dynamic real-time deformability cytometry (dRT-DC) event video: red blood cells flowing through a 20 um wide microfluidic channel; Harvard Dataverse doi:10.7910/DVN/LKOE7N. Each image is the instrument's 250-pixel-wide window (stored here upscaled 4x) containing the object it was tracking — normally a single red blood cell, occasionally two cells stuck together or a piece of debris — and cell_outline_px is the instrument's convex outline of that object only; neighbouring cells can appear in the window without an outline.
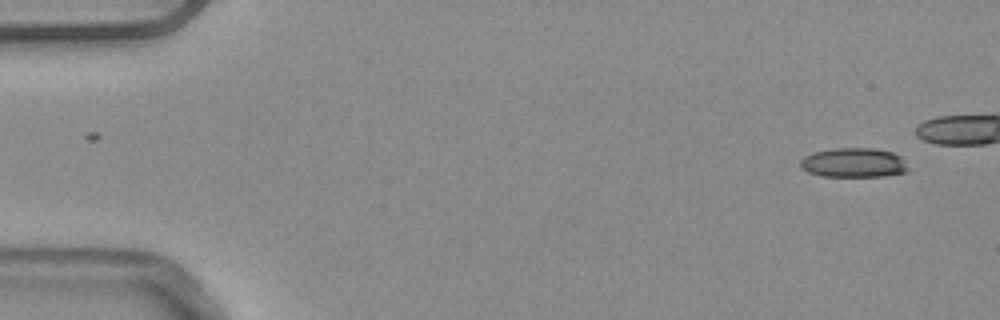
{"species": "common noctule bat (a hibernating species)", "species_latin": "Nyctalus noctula", "temperature_condition": "warm", "stored_images_in_passage": 5, "camera_frame_rate_fps": 3000, "um_per_image_px": 0.085, "animal": {"sex": "male", "body_mass_g": 20.4}, "frame": {"image": 1, "passage_image": 1, "time_ms": 0.0, "image_size_px": [1000, 320], "cell_outline_px": [[908, 172], [884, 176], [820, 176], [808, 172], [800, 168], [800, 160], [804, 156], [816, 152], [836, 148], [872, 148], [892, 152], [900, 156], [908, 168]], "centroid_in_image_um": [72.55, 13.84], "position_along_channel_um": 12.4, "area_um2": 18.44}}
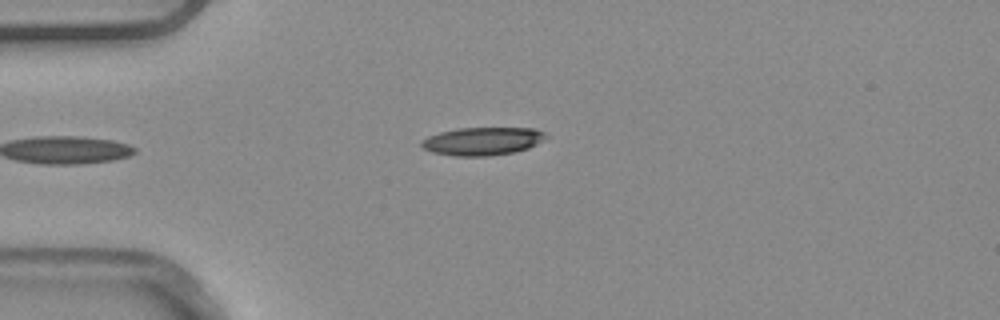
{"frame": {"image": 2, "passage_image": 5, "time_ms": 1.333, "image_size_px": [1000, 320], "cell_outline_px": [[548, 136], [544, 140], [528, 148], [516, 152], [492, 156], [456, 156], [432, 152], [424, 148], [420, 144], [420, 140], [428, 136], [440, 132], [460, 128], [536, 128], [544, 132]], "centroid_in_image_um": [41.03, 12.0], "position_along_channel_um": 44.0, "area_um2": 20.46}}